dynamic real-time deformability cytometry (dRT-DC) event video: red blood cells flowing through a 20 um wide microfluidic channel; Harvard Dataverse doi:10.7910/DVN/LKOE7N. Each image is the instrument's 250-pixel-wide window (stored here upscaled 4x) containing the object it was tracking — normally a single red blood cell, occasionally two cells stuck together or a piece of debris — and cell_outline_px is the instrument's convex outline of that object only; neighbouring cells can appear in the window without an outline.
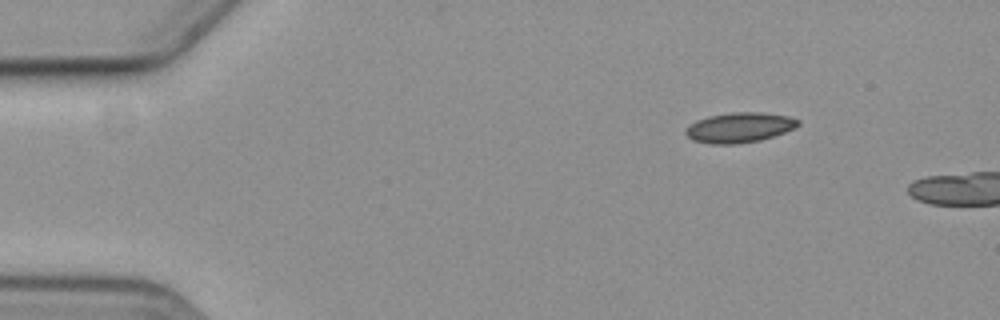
{"species": "common noctule bat (a hibernating species)", "species_latin": "Nyctalus noctula", "temperature_condition": "cold", "stored_images_in_passage": 2, "camera_frame_rate_fps": 3000, "um_per_image_px": 0.085, "animal": {"sex": "female", "body_mass_g": 19.3, "forearm_length_mm": 54.1}, "frame": {"image": 1, "passage_image": 2, "time_ms": 1.333, "image_size_px": [1000, 320], "cell_outline_px": [[800, 124], [796, 128], [760, 140], [736, 144], [708, 144], [692, 140], [684, 132], [696, 120], [708, 116], [732, 112], [764, 112], [788, 116], [800, 120]], "centroid_in_image_um": [62.87, 10.83], "position_along_channel_um": 22.1, "area_um2": 19.71}}